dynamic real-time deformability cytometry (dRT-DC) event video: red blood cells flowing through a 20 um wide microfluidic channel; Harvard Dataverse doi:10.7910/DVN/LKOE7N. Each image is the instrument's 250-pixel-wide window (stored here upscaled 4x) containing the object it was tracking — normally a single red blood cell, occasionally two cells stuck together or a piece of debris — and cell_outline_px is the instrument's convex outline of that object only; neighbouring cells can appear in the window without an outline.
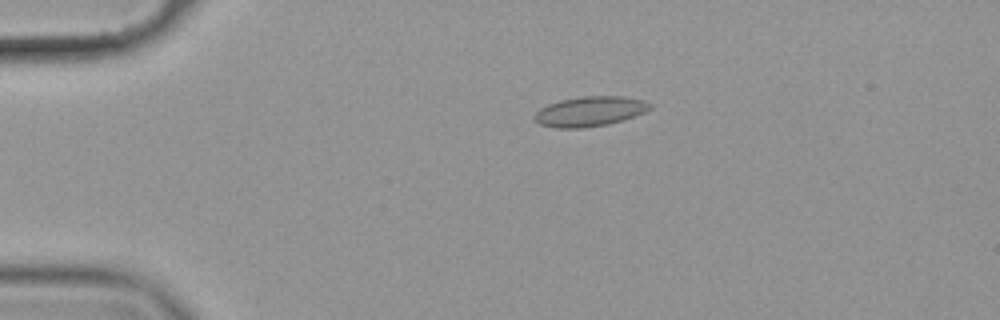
{"species": "common noctule bat (a hibernating species)", "species_latin": "Nyctalus noctula", "temperature_condition": "cold", "stored_images_in_passage": 7, "camera_frame_rate_fps": 3000, "um_per_image_px": 0.085, "animal": {"sex": "female", "body_mass_g": 19.9}, "frame": {"image": 1, "passage_image": 1, "time_ms": 0.0, "image_size_px": [1000, 320], "cell_outline_px": [[652, 108], [644, 112], [608, 124], [584, 128], [556, 128], [540, 124], [532, 120], [532, 116], [540, 108], [548, 104], [560, 100], [584, 96], [620, 96], [644, 100], [652, 104]], "centroid_in_image_um": [50.09, 9.47], "position_along_channel_um": 34.9, "area_um2": 20.11}}